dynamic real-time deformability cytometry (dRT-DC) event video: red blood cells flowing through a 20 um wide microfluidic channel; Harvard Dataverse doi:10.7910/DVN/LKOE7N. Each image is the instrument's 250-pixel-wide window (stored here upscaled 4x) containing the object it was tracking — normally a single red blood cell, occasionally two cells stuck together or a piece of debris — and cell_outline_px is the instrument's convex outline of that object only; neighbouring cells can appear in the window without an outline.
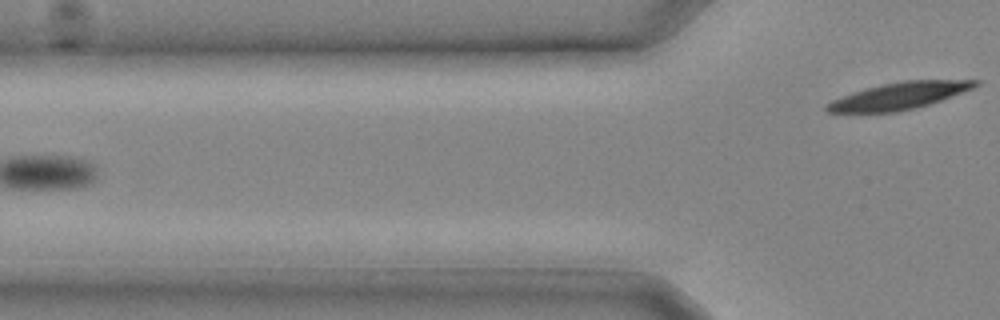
{"species": "common noctule bat (a hibernating species)", "species_latin": "Nyctalus noctula", "temperature_condition": "cold", "stored_images_in_passage": 11, "segment_of_instrument_passage": [2, 2], "camera_frame_rate_fps": 3000, "um_per_image_px": 0.085, "animal": {"sex": "male", "body_mass_g": 20.4}, "frame": {"image": 1, "passage_image": 11, "time_ms": 3.333, "image_size_px": [1000, 320], "cell_outline_px": [[980, 84], [972, 88], [940, 100], [928, 104], [896, 112], [828, 112], [824, 108], [824, 104], [832, 100], [864, 88], [904, 80], [980, 80]], "centroid_in_image_um": [76.39, 8.14], "position_along_channel_um": 49.4, "area_um2": 22.89}}